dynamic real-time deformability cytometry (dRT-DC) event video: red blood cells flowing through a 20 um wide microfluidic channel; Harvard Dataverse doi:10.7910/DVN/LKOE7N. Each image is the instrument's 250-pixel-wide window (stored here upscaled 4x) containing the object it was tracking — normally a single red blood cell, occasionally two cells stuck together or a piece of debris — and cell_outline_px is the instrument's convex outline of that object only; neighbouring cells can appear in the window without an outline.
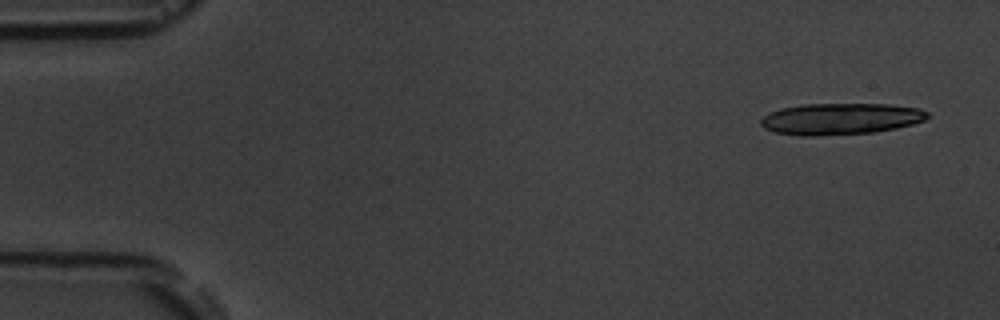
{"species": "common noctule bat (a hibernating species)", "species_latin": "Nyctalus noctula", "temperature_condition": "room temperature", "stored_images_in_passage": 5, "camera_frame_rate_fps": 3000, "um_per_image_px": 0.085, "animal": {"sex": "male", "body_mass_g": 19.5, "forearm_length_mm": 54.6}, "frame": {"image": 1, "passage_image": 1, "time_ms": 0.0, "image_size_px": [1000, 320], "cell_outline_px": [[928, 116], [924, 120], [912, 124], [896, 128], [876, 132], [816, 136], [800, 136], [776, 132], [764, 128], [760, 124], [760, 120], [764, 116], [780, 108], [804, 104], [892, 104], [920, 108], [928, 112]], "centroid_in_image_um": [71.46, 10.1], "position_along_channel_um": 13.5, "area_um2": 30.63}}